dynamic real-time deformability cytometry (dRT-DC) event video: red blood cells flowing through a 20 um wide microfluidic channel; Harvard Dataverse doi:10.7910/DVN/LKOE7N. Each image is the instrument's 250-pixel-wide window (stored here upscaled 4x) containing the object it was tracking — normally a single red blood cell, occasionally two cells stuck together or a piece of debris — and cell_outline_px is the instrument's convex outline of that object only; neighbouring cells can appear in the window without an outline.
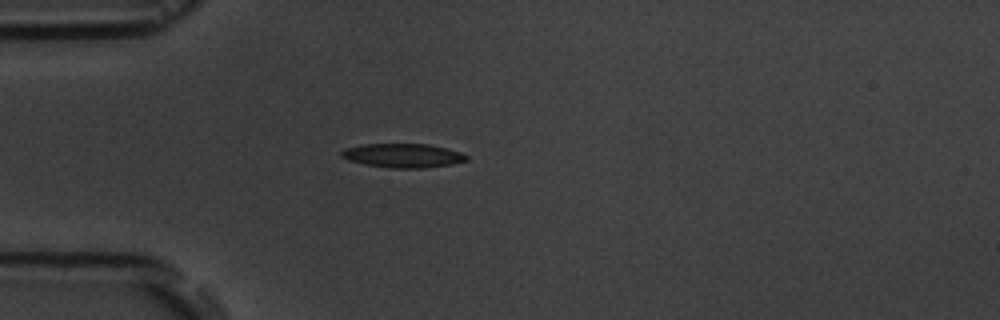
{"species": "common noctule bat (a hibernating species)", "species_latin": "Nyctalus noctula", "temperature_condition": "room temperature", "stored_images_in_passage": 4, "camera_frame_rate_fps": 3000, "um_per_image_px": 0.085, "animal": {"sex": "male", "body_mass_g": 19.5, "forearm_length_mm": 54.6}, "frame": {"image": 1, "passage_image": 4, "time_ms": 3.333, "image_size_px": [1000, 320], "cell_outline_px": [[468, 160], [452, 164], [424, 168], [392, 168], [364, 164], [348, 160], [340, 156], [340, 152], [344, 148], [364, 144], [428, 144], [448, 148], [460, 152], [468, 156]], "centroid_in_image_um": [34.24, 13.22], "position_along_channel_um": 50.8, "area_um2": 17.57}}